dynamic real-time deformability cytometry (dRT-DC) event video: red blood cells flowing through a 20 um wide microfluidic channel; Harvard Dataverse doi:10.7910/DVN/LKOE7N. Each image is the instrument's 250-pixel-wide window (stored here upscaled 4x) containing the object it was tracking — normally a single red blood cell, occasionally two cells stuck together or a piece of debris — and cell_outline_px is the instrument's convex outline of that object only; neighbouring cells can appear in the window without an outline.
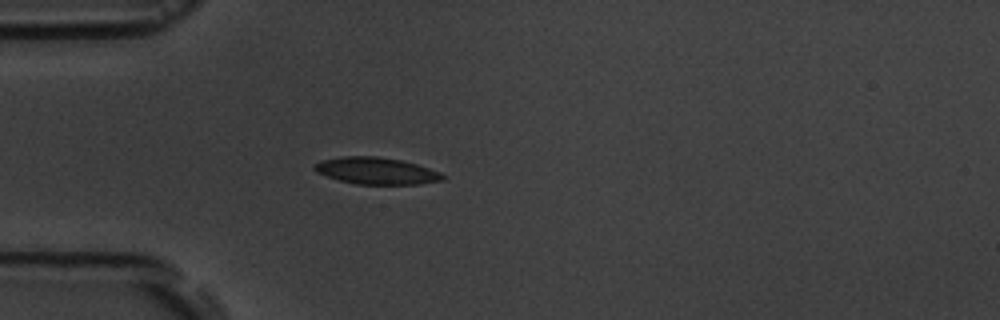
{"species": "common noctule bat (a hibernating species)", "species_latin": "Nyctalus noctula", "temperature_condition": "room temperature", "stored_images_in_passage": 3, "camera_frame_rate_fps": 3000, "um_per_image_px": 0.085, "animal": {"sex": "male", "body_mass_g": 19.5, "forearm_length_mm": 54.6}, "frame": {"image": 1, "passage_image": 3, "time_ms": 3.0, "image_size_px": [1000, 320], "cell_outline_px": [[444, 180], [420, 184], [356, 184], [340, 180], [316, 172], [312, 168], [320, 160], [340, 156], [376, 156], [400, 160], [416, 164], [440, 172], [444, 176]], "centroid_in_image_um": [31.97, 14.52], "position_along_channel_um": 53.0, "area_um2": 19.94}}